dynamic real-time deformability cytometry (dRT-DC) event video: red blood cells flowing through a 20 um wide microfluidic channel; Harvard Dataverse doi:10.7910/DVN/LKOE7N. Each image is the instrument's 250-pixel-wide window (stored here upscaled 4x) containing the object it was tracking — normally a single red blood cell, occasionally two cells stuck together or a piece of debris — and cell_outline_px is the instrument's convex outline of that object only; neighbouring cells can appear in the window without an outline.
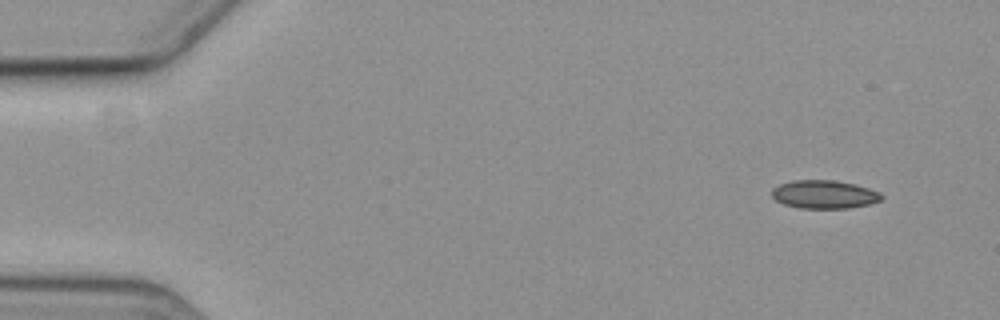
{"species": "common noctule bat (a hibernating species)", "species_latin": "Nyctalus noctula", "temperature_condition": "cold", "stored_images_in_passage": 13, "camera_frame_rate_fps": 3000, "um_per_image_px": 0.085, "animal": {"sex": "female", "body_mass_g": 19.3, "forearm_length_mm": 54.1}, "frame": {"image": 1, "passage_image": 1, "time_ms": 0.0, "image_size_px": [1000, 320], "cell_outline_px": [[884, 196], [880, 200], [868, 204], [848, 208], [800, 208], [784, 204], [776, 200], [772, 196], [772, 188], [780, 184], [792, 180], [832, 180], [856, 184], [880, 192]], "centroid_in_image_um": [70.05, 16.52], "position_along_channel_um": 14.9, "area_um2": 18.03}}
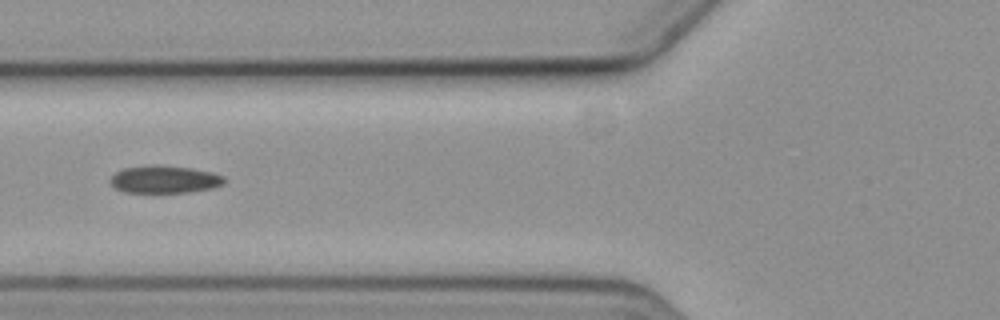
{"frame": {"image": 2, "passage_image": 5, "time_ms": 6.0, "image_size_px": [1000, 320], "cell_outline_px": [[224, 184], [212, 188], [188, 192], [124, 192], [116, 188], [108, 180], [116, 172], [124, 168], [148, 164], [164, 164], [192, 168], [212, 172], [224, 176]], "centroid_in_image_um": [13.98, 15.22], "position_along_channel_um": 111.8, "area_um2": 18.5}}
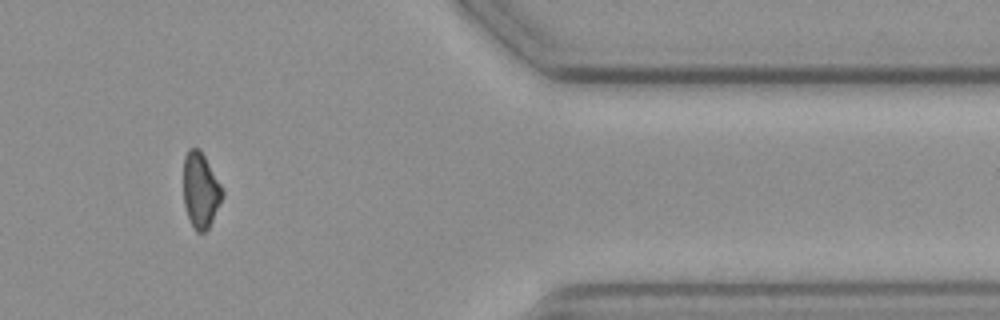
{"frame": {"image": 3, "passage_image": 12, "time_ms": 14.667, "image_size_px": [1000, 320], "cell_outline_px": [[224, 196], [208, 228], [204, 232], [196, 232], [188, 216], [184, 204], [184, 156], [188, 148], [200, 148], [220, 184], [224, 192]], "centroid_in_image_um": [17.05, 16.15], "position_along_channel_um": 394.4, "area_um2": 16.94}}